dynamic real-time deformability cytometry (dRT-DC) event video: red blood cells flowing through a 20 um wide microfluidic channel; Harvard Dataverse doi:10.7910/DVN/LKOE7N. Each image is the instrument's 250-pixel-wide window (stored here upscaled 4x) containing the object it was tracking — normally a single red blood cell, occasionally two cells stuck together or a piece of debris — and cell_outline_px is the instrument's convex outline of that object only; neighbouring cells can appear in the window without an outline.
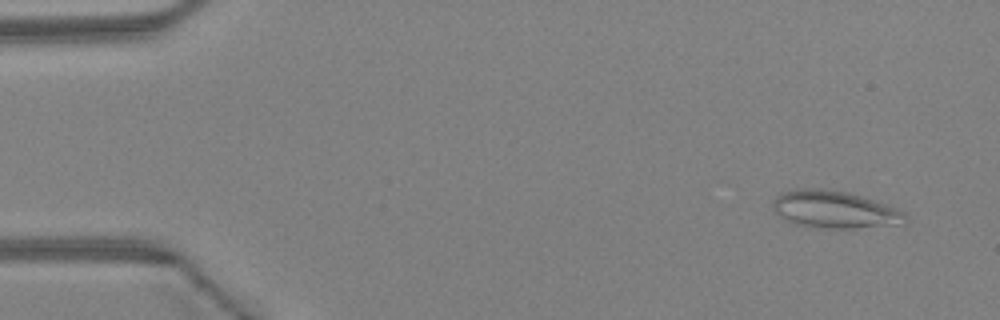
{"species": "Egyptian fruit bat (a non-hibernating species)", "species_latin": "Rousettus aegyptiacus", "temperature_condition": "warm", "stored_images_in_passage": 19, "camera_frame_rate_fps": 3000, "um_per_image_px": 0.085, "animal": {"sex": "female"}, "frame": {"image": 1, "passage_image": 3, "time_ms": 0.667, "image_size_px": [1000, 320], "cell_outline_px": [[908, 224], [856, 228], [828, 228], [796, 224], [780, 216], [772, 208], [772, 200], [780, 192], [796, 188], [820, 188], [848, 192], [896, 208], [904, 212], [908, 216]], "centroid_in_image_um": [70.95, 17.8], "position_along_channel_um": 14.0, "area_um2": 28.96}}
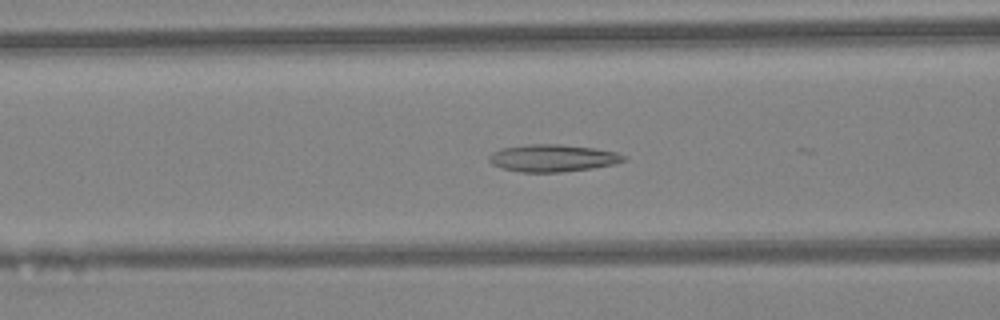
{"frame": {"image": 2, "passage_image": 18, "time_ms": 5.667, "image_size_px": [1000, 320], "cell_outline_px": [[628, 160], [616, 164], [592, 168], [560, 172], [520, 172], [500, 168], [492, 164], [488, 160], [488, 156], [492, 152], [500, 148], [528, 144], [560, 144], [592, 148], [616, 152], [628, 156]], "centroid_in_image_um": [46.98, 13.44], "position_along_channel_um": 119.6, "area_um2": 21.62}}